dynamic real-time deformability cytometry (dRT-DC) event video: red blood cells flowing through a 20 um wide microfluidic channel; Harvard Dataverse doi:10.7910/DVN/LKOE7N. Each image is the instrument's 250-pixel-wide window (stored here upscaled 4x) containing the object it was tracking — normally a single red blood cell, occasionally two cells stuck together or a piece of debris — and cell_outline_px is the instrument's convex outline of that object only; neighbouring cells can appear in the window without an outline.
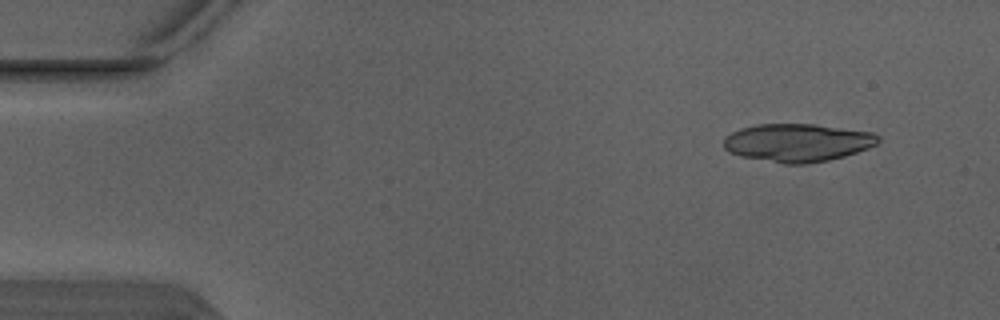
{"species": "Egyptian fruit bat (a non-hibernating species)", "species_latin": "Rousettus aegyptiacus", "temperature_condition": "warm", "stored_images_in_passage": 4, "camera_frame_rate_fps": 3000, "um_per_image_px": 0.085, "animal": {"sex": "male"}, "frame": {"image": 1, "passage_image": 1, "time_ms": 0.0, "image_size_px": [1000, 320], "cell_outline_px": [[880, 140], [876, 144], [868, 148], [844, 156], [828, 160], [804, 164], [784, 164], [740, 156], [728, 152], [724, 148], [724, 136], [740, 128], [756, 124], [816, 124], [872, 132], [880, 136]], "centroid_in_image_um": [67.77, 12.12], "position_along_channel_um": 17.2, "area_um2": 34.39}}